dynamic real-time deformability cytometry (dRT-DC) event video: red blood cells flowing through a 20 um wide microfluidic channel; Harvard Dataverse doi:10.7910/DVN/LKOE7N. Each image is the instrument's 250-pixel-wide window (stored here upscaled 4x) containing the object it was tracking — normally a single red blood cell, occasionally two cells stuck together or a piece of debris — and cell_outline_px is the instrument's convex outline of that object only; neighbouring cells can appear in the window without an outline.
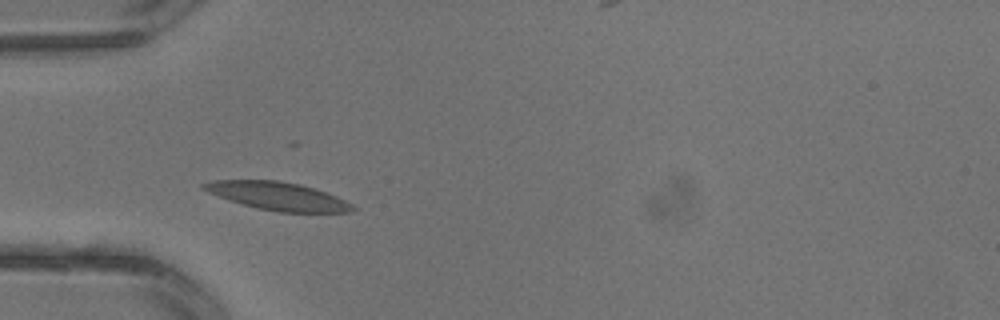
{"species": "common noctule bat (a hibernating species)", "species_latin": "Nyctalus noctula", "temperature_condition": "warm", "stored_images_in_passage": 2, "camera_frame_rate_fps": 3000, "um_per_image_px": 0.085, "animal": {"sex": "male", "body_mass_g": 13.3}, "frame": {"image": 1, "passage_image": 1, "time_ms": 0.0, "image_size_px": [1000, 320], "cell_outline_px": [[356, 208], [352, 212], [280, 212], [256, 208], [228, 200], [208, 192], [200, 188], [200, 184], [212, 180], [280, 180], [300, 184], [336, 196], [352, 204]], "centroid_in_image_um": [23.56, 16.66], "position_along_channel_um": 61.4, "area_um2": 24.33}}